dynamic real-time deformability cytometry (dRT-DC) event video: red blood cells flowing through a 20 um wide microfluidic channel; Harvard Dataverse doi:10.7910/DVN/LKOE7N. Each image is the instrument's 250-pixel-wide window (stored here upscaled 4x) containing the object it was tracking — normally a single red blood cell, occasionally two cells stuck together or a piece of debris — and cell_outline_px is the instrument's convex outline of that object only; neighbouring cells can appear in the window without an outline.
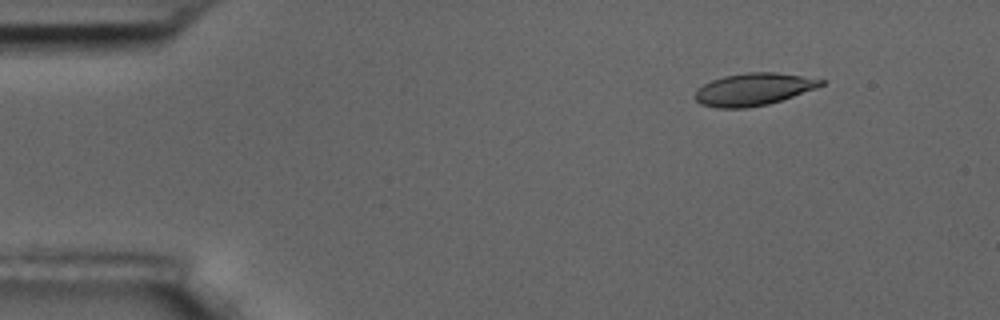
{"species": "common noctule bat (a hibernating species)", "species_latin": "Nyctalus noctula", "temperature_condition": "room temperature", "stored_images_in_passage": 7, "camera_frame_rate_fps": 3000, "um_per_image_px": 0.085, "animal": {"sex": "male", "body_mass_g": 17.5, "forearm_length_mm": 52.3}, "frame": {"image": 1, "passage_image": 2, "time_ms": 1.333, "image_size_px": [1000, 320], "cell_outline_px": [[824, 84], [816, 88], [768, 104], [748, 108], [716, 108], [700, 104], [692, 96], [696, 88], [712, 80], [724, 76], [748, 72], [776, 72], [824, 80]], "centroid_in_image_um": [63.97, 7.6], "position_along_channel_um": 21.0, "area_um2": 23.7}}
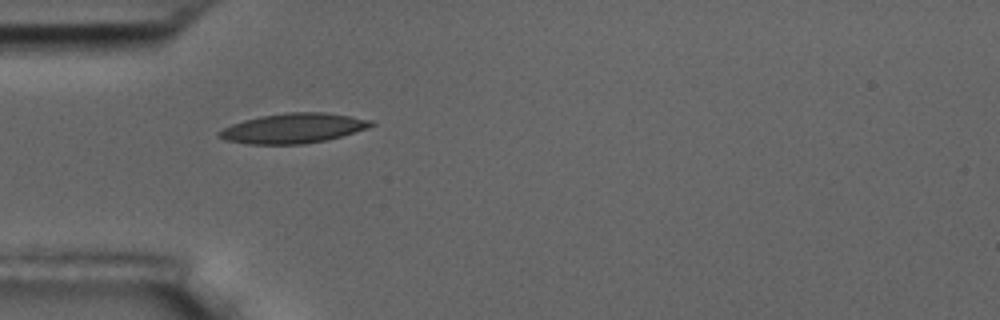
{"frame": {"image": 2, "passage_image": 5, "time_ms": 4.667, "image_size_px": [1000, 320], "cell_outline_px": [[376, 124], [368, 128], [340, 136], [324, 140], [304, 144], [248, 144], [224, 140], [216, 136], [216, 132], [232, 124], [244, 120], [260, 116], [284, 112], [324, 112], [352, 116], [372, 120]], "centroid_in_image_um": [24.9, 10.89], "position_along_channel_um": 60.1, "area_um2": 26.53}}